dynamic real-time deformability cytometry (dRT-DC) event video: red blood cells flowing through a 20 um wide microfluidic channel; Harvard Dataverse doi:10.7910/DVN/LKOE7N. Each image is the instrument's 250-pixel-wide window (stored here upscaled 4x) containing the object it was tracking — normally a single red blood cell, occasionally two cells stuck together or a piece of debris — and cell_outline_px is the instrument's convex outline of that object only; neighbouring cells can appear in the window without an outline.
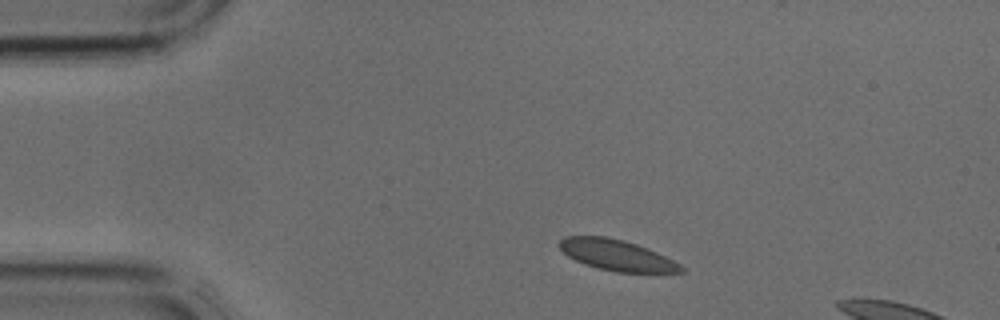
{"species": "common noctule bat (a hibernating species)", "species_latin": "Nyctalus noctula", "temperature_condition": "cold", "stored_images_in_passage": 3, "segment_of_instrument_passage": [1, 2], "camera_frame_rate_fps": 3000, "um_per_image_px": 0.085, "animal": {"sex": "male", "body_mass_g": 17.9, "forearm_length_mm": 54.2}, "frame": {"image": 1, "passage_image": 1, "time_ms": 0.0, "image_size_px": [1000, 320], "cell_outline_px": [[684, 272], [616, 272], [584, 264], [568, 256], [556, 244], [564, 236], [604, 236], [624, 240], [648, 248], [680, 264], [684, 268]], "centroid_in_image_um": [52.39, 21.67], "position_along_channel_um": 32.6, "area_um2": 21.68}}